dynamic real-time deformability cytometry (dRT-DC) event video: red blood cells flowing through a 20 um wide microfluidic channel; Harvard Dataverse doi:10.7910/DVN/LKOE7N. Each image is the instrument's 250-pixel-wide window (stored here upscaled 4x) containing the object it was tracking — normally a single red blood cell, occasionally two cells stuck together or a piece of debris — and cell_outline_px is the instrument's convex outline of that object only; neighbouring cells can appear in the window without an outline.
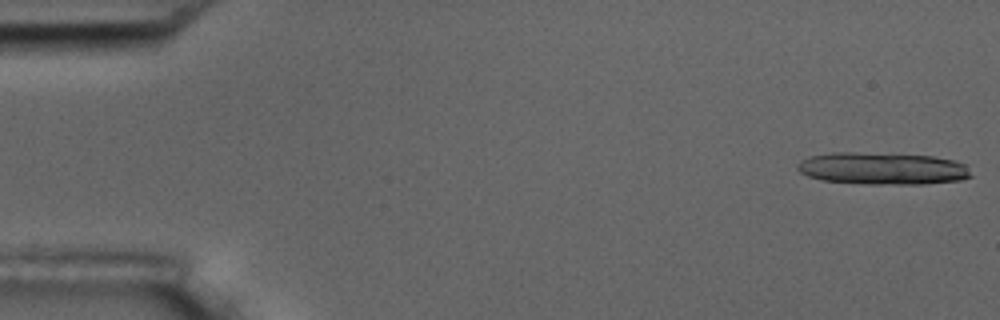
{"species": "common noctule bat (a hibernating species)", "species_latin": "Nyctalus noctula", "temperature_condition": "room temperature", "stored_images_in_passage": 14, "camera_frame_rate_fps": 3000, "um_per_image_px": 0.085, "animal": {"sex": "male", "body_mass_g": 17.5, "forearm_length_mm": 52.3}, "frame": {"image": 1, "passage_image": 1, "time_ms": 0.0, "image_size_px": [1000, 320], "cell_outline_px": [[972, 176], [960, 180], [924, 184], [868, 184], [820, 180], [808, 176], [800, 172], [796, 168], [796, 164], [800, 160], [808, 156], [832, 152], [852, 152], [932, 156], [952, 160], [964, 164]], "centroid_in_image_um": [74.94, 14.32], "position_along_channel_um": 10.1, "area_um2": 32.54}}